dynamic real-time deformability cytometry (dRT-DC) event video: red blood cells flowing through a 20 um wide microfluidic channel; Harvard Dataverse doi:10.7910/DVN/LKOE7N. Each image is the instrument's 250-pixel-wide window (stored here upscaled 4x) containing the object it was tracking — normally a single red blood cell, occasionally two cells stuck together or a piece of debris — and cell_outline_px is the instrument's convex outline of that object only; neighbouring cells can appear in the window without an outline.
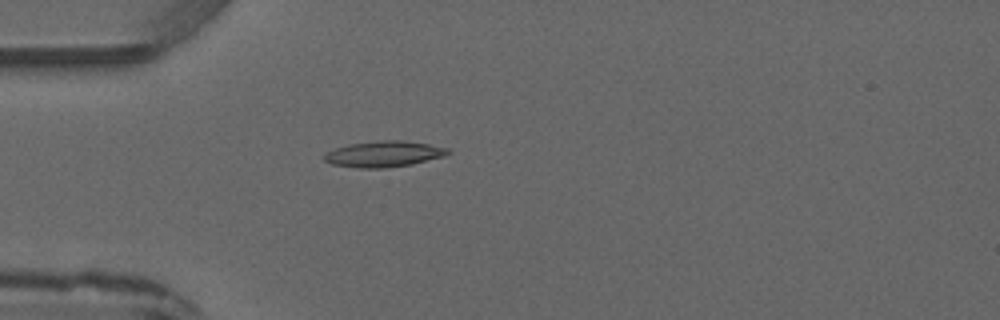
{"species": "common noctule bat (a hibernating species)", "species_latin": "Nyctalus noctula", "temperature_condition": "warm", "stored_images_in_passage": 1, "camera_frame_rate_fps": 3000, "um_per_image_px": 0.085, "animal": {"sex": "male", "forearm_length_mm": 52.5}, "frame": {"image": 1, "passage_image": 1, "time_ms": 0.0, "image_size_px": [1000, 320], "cell_outline_px": [[452, 152], [444, 156], [412, 164], [384, 168], [360, 168], [332, 164], [324, 160], [324, 152], [348, 144], [380, 140], [400, 140], [428, 144], [448, 148]], "centroid_in_image_um": [32.62, 13.08], "position_along_channel_um": 52.4, "area_um2": 18.67}}